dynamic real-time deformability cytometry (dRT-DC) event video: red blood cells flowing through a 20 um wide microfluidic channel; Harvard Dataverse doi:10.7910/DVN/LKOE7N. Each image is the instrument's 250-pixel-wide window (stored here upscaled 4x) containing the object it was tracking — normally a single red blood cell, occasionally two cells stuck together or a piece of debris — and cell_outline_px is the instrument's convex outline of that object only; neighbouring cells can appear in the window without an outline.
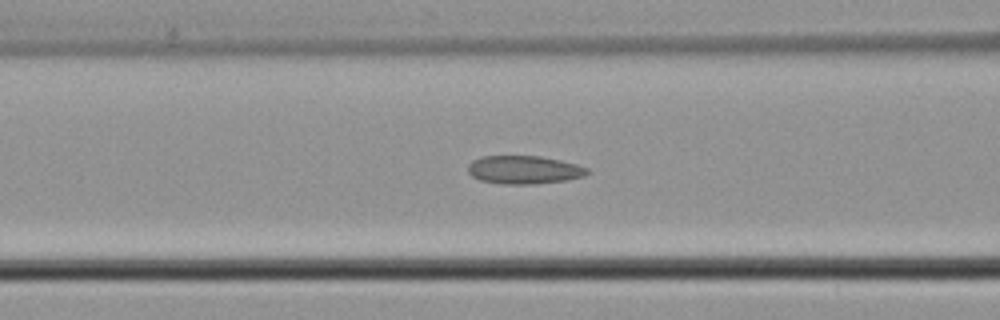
{"species": "common noctule bat (a hibernating species)", "species_latin": "Nyctalus noctula", "temperature_condition": "cold", "stored_images_in_passage": 37, "camera_frame_rate_fps": 3000, "um_per_image_px": 0.085, "animal": {"sex": "male", "body_mass_g": 21.5, "forearm_length_mm": 52.0}, "frame": {"image": 1, "passage_image": 10, "time_ms": 3.0, "image_size_px": [1000, 320], "cell_outline_px": [[592, 172], [584, 176], [564, 180], [536, 184], [504, 184], [480, 180], [472, 176], [468, 172], [468, 164], [472, 160], [480, 156], [540, 156], [560, 160], [576, 164], [588, 168]], "centroid_in_image_um": [44.54, 14.43], "position_along_channel_um": 122.1, "area_um2": 19.71}}
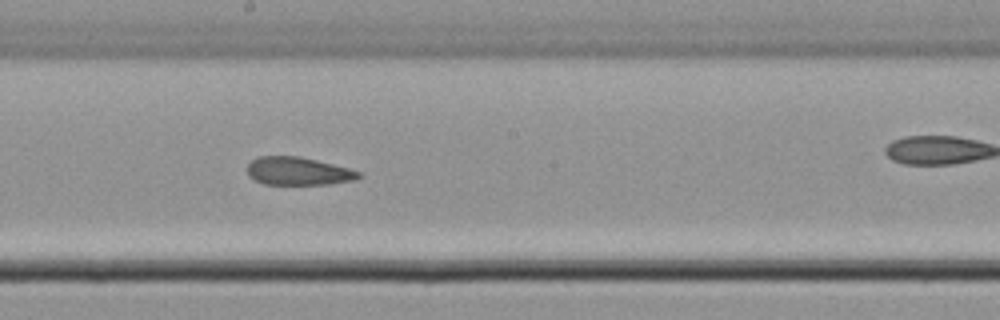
{"frame": {"image": 2, "passage_image": 18, "time_ms": 5.667, "image_size_px": [1000, 320], "cell_outline_px": [[364, 176], [356, 180], [328, 184], [264, 184], [248, 176], [248, 164], [252, 160], [260, 156], [300, 156], [348, 168], [360, 172]], "centroid_in_image_um": [25.37, 14.55], "position_along_channel_um": 222.8, "area_um2": 18.15}}
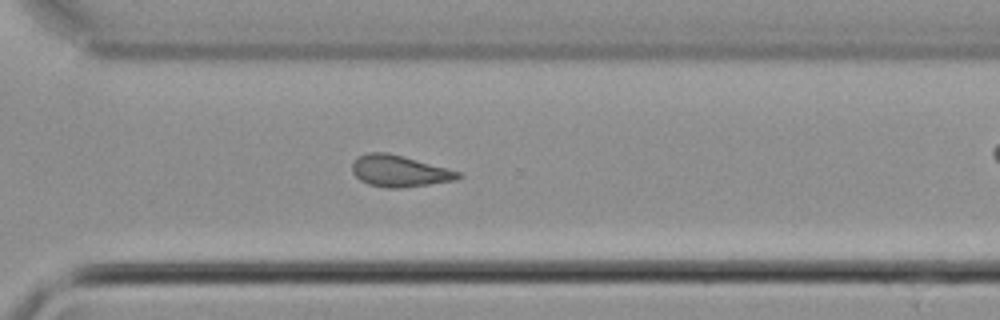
{"frame": {"image": 3, "passage_image": 27, "time_ms": 8.667, "image_size_px": [1000, 320], "cell_outline_px": [[464, 176], [456, 180], [400, 188], [384, 188], [368, 184], [360, 180], [352, 172], [352, 160], [356, 156], [368, 152], [388, 152], [404, 156], [460, 172]], "centroid_in_image_um": [33.9, 14.53], "position_along_channel_um": 336.7, "area_um2": 19.59}, "authors_computed_cell_mechanics": {"area_um2": 19.1318, "velocity_mm_per_s": 3.7865, "shape_relaxation_time_tau1_ms": null, "shape_relaxation_time_tau2_ms": 3.9026, "deformation_change_tau1": null, "deformation_change_tau2": 0.1112}}